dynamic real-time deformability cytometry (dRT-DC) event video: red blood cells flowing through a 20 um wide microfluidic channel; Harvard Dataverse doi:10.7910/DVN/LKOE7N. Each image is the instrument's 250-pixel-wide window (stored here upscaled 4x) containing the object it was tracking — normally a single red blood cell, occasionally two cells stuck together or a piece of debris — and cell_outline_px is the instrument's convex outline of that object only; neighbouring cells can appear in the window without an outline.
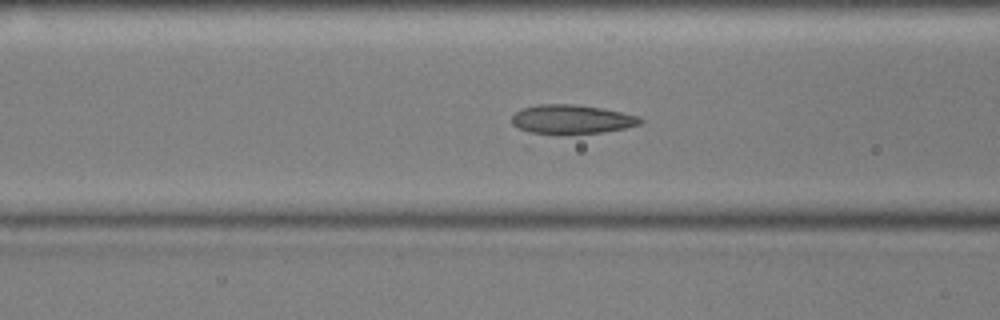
{"species": "common noctule bat (a hibernating species)", "species_latin": "Nyctalus noctula", "temperature_condition": "cold", "stored_images_in_passage": 37, "camera_frame_rate_fps": 3000, "um_per_image_px": 0.085, "animal": {"sex": "male", "body_mass_g": 17.9, "forearm_length_mm": 54.2}, "frame": {"image": 1, "passage_image": 14, "time_ms": 4.333, "image_size_px": [1000, 320], "cell_outline_px": [[644, 120], [640, 124], [624, 128], [604, 132], [564, 136], [536, 136], [512, 124], [512, 116], [520, 108], [536, 104], [572, 104], [600, 108], [640, 116]], "centroid_in_image_um": [48.52, 10.19], "position_along_channel_um": 118.1, "area_um2": 22.66}}
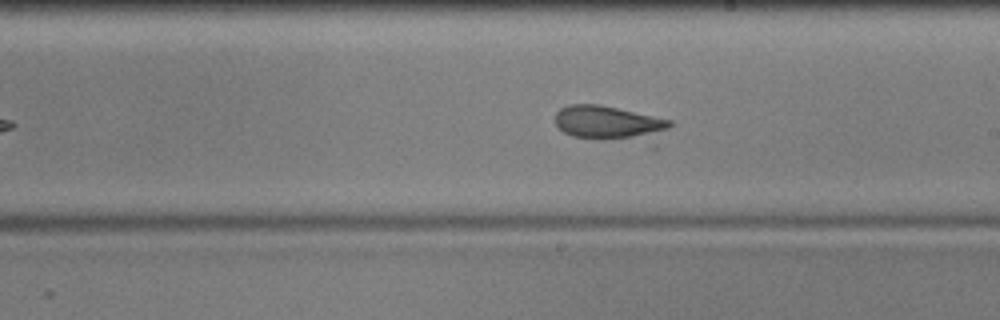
{"frame": {"image": 2, "passage_image": 24, "time_ms": 7.667, "image_size_px": [1000, 320], "cell_outline_px": [[672, 124], [656, 148], [652, 148], [572, 136], [564, 132], [556, 124], [556, 112], [560, 108], [568, 104], [600, 104], [672, 120]], "centroid_in_image_um": [52.04, 10.6], "position_along_channel_um": 237.0, "area_um2": 25.61}}
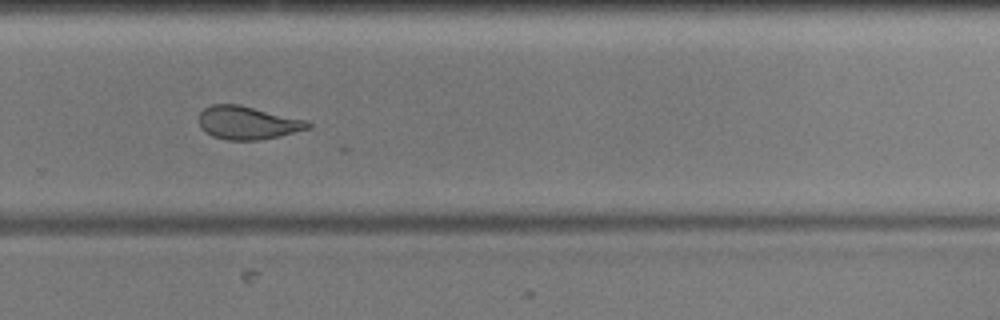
{"frame": {"image": 3, "passage_image": 30, "time_ms": 9.667, "image_size_px": [1000, 320], "cell_outline_px": [[312, 128], [260, 140], [228, 140], [212, 136], [200, 128], [200, 112], [204, 108], [212, 104], [240, 104], [308, 120], [312, 124]], "centroid_in_image_um": [21.07, 10.43], "position_along_channel_um": 308.7, "area_um2": 21.21}}